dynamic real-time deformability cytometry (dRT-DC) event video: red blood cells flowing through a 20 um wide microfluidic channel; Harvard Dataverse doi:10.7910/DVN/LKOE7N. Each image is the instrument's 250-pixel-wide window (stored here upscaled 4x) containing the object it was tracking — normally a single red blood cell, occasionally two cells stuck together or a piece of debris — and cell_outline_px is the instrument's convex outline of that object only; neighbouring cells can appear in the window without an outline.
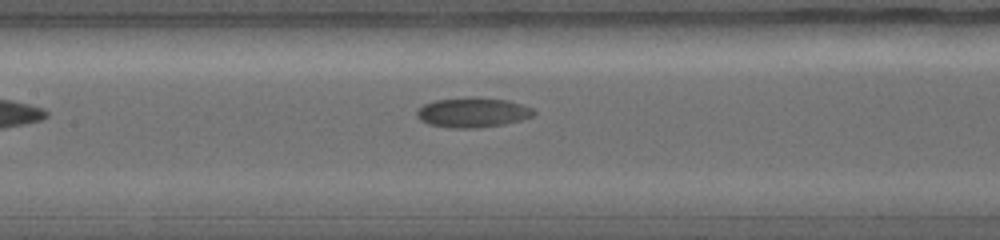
{"species": "common noctule bat (a hibernating species)", "species_latin": "Nyctalus noctula", "temperature_condition": "warm", "stored_images_in_passage": 12, "camera_frame_rate_fps": 5000, "um_per_image_px": 0.085, "animal": {"sex": "female", "body_mass_g": 19.0, "forearm_length_mm": 56.7}, "frame": {"image": 1, "passage_image": 6, "time_ms": 1.6, "image_size_px": [1000, 240], "cell_outline_px": [[536, 112], [532, 116], [520, 120], [504, 124], [480, 128], [448, 128], [428, 124], [420, 120], [416, 116], [416, 112], [424, 104], [436, 100], [472, 96], [476, 96], [508, 100], [532, 108]], "centroid_in_image_um": [40.16, 9.56], "position_along_channel_um": 167.2, "area_um2": 20.52}}
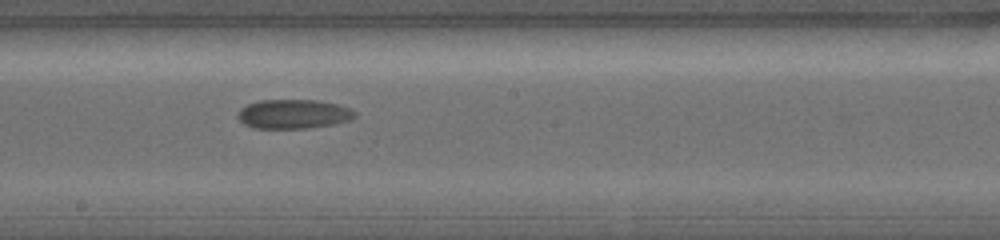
{"frame": {"image": 2, "passage_image": 9, "time_ms": 2.6, "image_size_px": [1000, 240], "cell_outline_px": [[356, 116], [348, 120], [336, 124], [308, 128], [256, 128], [244, 124], [240, 120], [240, 108], [248, 104], [260, 100], [316, 100], [336, 104], [352, 108], [356, 112]], "centroid_in_image_um": [24.99, 9.69], "position_along_channel_um": 223.2, "area_um2": 19.83}}